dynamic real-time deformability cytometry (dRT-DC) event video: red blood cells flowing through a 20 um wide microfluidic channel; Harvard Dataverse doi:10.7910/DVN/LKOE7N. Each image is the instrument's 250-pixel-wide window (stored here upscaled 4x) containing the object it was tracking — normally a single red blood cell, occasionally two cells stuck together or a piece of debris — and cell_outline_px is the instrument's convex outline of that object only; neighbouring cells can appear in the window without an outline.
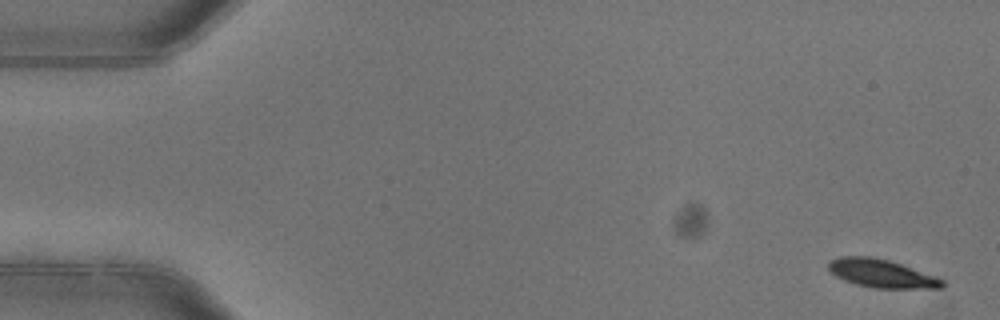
{"species": "common noctule bat (a hibernating species)", "species_latin": "Nyctalus noctula", "temperature_condition": "warm", "stored_images_in_passage": 5, "camera_frame_rate_fps": 3000, "um_per_image_px": 0.085, "animal": {"sex": "female"}, "frame": {"image": 1, "passage_image": 1, "time_ms": 0.0, "image_size_px": [1000, 320], "cell_outline_px": [[944, 288], [872, 288], [856, 284], [844, 280], [836, 276], [828, 268], [828, 260], [840, 256], [872, 256], [888, 260], [936, 276], [944, 280]], "centroid_in_image_um": [74.91, 23.24], "position_along_channel_um": 10.1, "area_um2": 18.73}}
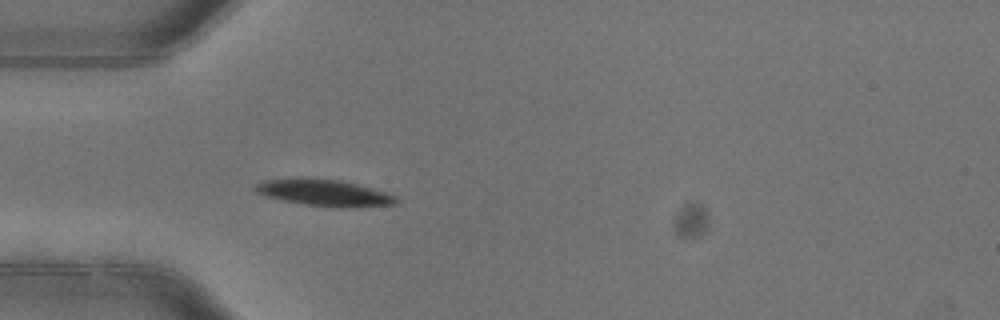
{"frame": {"image": 2, "passage_image": 5, "time_ms": 1.333, "image_size_px": [1000, 320], "cell_outline_px": [[400, 200], [396, 204], [356, 208], [340, 208], [300, 204], [280, 200], [264, 196], [256, 192], [252, 188], [260, 180], [300, 176], [340, 180], [356, 184], [384, 192], [396, 196]], "centroid_in_image_um": [27.48, 16.38], "position_along_channel_um": 57.5, "area_um2": 22.6}}